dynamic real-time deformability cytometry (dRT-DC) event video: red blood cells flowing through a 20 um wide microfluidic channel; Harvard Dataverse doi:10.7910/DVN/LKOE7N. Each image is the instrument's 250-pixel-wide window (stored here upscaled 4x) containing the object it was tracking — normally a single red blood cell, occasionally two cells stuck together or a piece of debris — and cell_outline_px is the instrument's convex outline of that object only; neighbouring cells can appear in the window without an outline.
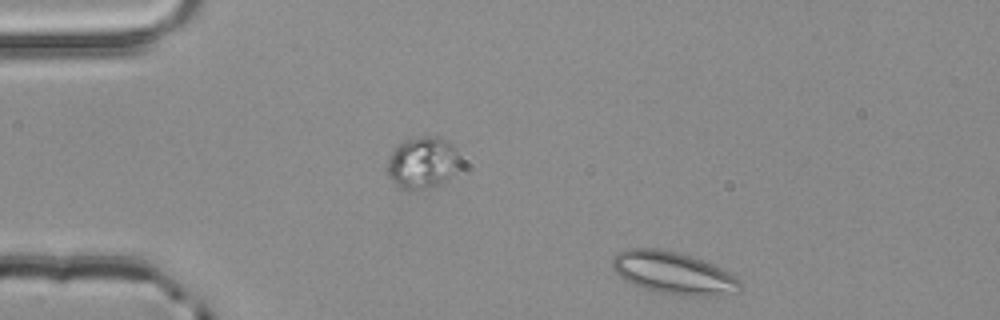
{"species": "common noctule bat (a hibernating species)", "species_latin": "Nyctalus noctula", "temperature_condition": "room temperature", "stored_images_in_passage": 46, "segment_of_instrument_passage": [1, 2], "camera_frame_rate_fps": 3000, "um_per_image_px": 0.085, "animal": {"sex": "male", "body_mass_g": 20.4}, "frame": {"image": 1, "passage_image": 1, "time_ms": 0.0, "image_size_px": [1000, 320], "cell_outline_px": [[740, 292], [716, 296], [692, 296], [656, 292], [632, 284], [620, 276], [612, 268], [612, 256], [620, 252], [632, 248], [660, 248], [680, 252], [692, 256], [712, 264], [736, 276], [740, 280]], "centroid_in_image_um": [57.25, 23.2], "position_along_channel_um": 27.7, "area_um2": 31.62}}